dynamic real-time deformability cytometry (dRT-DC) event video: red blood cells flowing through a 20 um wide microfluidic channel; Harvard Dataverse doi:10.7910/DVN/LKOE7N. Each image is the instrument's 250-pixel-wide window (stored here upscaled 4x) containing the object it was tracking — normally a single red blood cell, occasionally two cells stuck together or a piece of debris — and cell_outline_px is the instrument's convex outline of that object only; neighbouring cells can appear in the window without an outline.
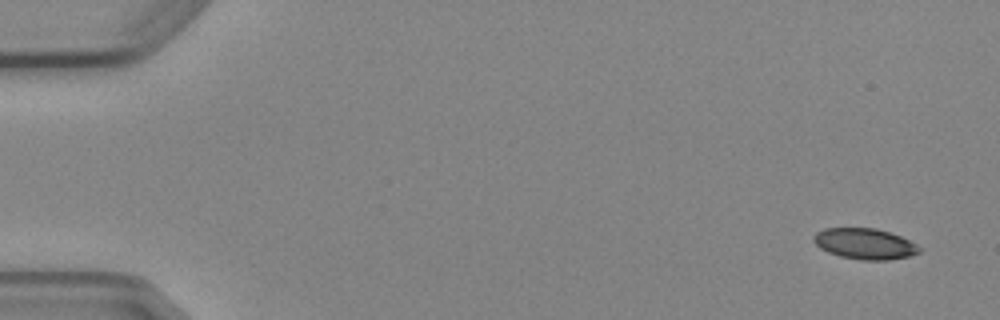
{"species": "Egyptian fruit bat (a non-hibernating species)", "species_latin": "Rousettus aegyptiacus", "temperature_condition": "cold", "stored_images_in_passage": 5, "segment_of_instrument_passage": [1, 2], "camera_frame_rate_fps": 3000, "um_per_image_px": 0.085, "animal": {"sex": "female"}, "frame": {"image": 1, "passage_image": 1, "time_ms": 0.0, "image_size_px": [1000, 320], "cell_outline_px": [[924, 248], [920, 252], [908, 256], [888, 260], [860, 260], [840, 256], [828, 252], [820, 248], [812, 240], [812, 236], [816, 232], [824, 228], [876, 228], [900, 236]], "centroid_in_image_um": [73.5, 20.72], "position_along_channel_um": 11.5, "area_um2": 19.07}}
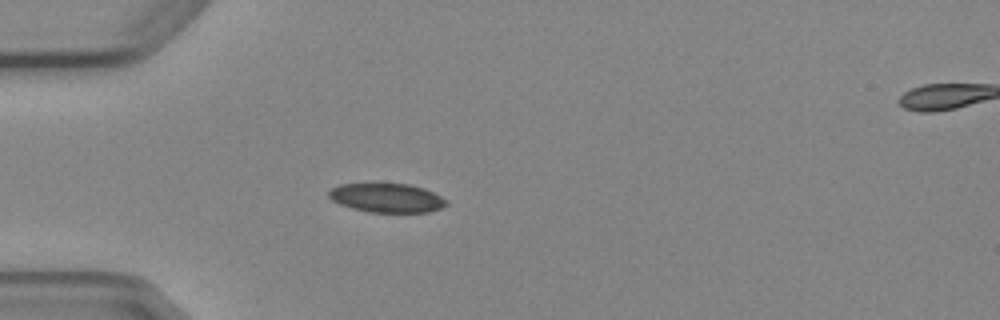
{"frame": {"image": 2, "passage_image": 4, "time_ms": 4.333, "image_size_px": [1000, 320], "cell_outline_px": [[448, 204], [440, 208], [428, 212], [368, 212], [352, 208], [340, 204], [332, 200], [328, 196], [328, 192], [332, 188], [340, 184], [408, 184], [424, 188], [448, 200]], "centroid_in_image_um": [32.88, 16.82], "position_along_channel_um": 52.1, "area_um2": 19.77}}